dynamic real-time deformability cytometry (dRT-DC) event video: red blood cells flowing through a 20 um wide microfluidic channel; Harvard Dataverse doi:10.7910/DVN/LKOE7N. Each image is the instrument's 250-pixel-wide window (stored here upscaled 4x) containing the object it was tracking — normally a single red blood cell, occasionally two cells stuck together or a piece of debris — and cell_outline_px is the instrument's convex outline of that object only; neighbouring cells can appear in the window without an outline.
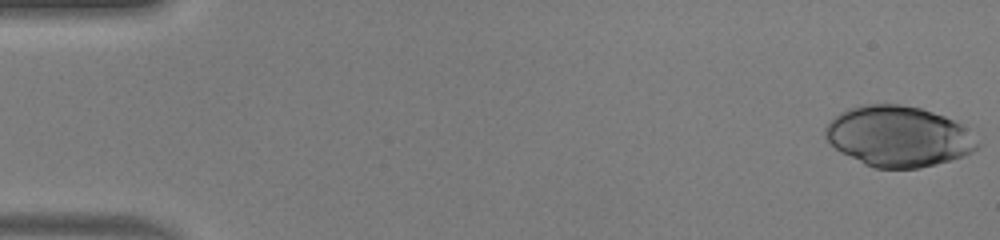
{"species": "human", "species_latin": "Homo sapiens", "temperature_condition": "warm", "stored_images_in_passage": 50, "camera_frame_rate_fps": 3000, "um_per_image_px": 0.085, "donor": {"sex": "male"}, "frame": {"image": 1, "passage_image": 1, "time_ms": 0.0, "image_size_px": [1000, 240], "cell_outline_px": [[980, 148], [964, 156], [936, 164], [920, 168], [876, 168], [864, 164], [840, 152], [824, 136], [824, 128], [840, 112], [848, 108], [868, 104], [900, 104], [920, 108], [944, 116], [960, 124], [980, 144]], "centroid_in_image_um": [76.35, 11.6], "position_along_channel_um": 8.6, "area_um2": 53.41}}
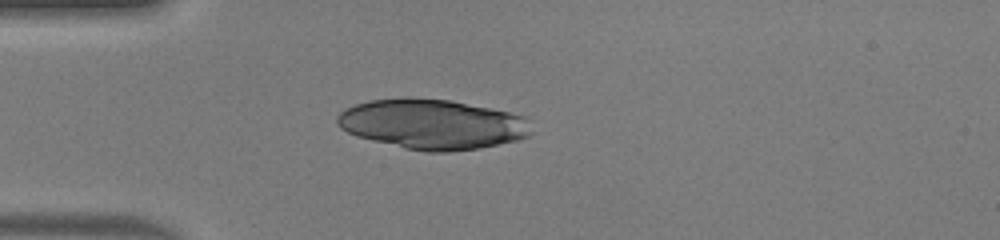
{"frame": {"image": 2, "passage_image": 14, "time_ms": 4.333, "image_size_px": [1000, 240], "cell_outline_px": [[532, 132], [528, 136], [516, 140], [480, 148], [448, 152], [428, 152], [404, 148], [356, 136], [340, 128], [336, 124], [336, 116], [344, 108], [368, 100], [404, 96], [448, 100], [508, 112], [524, 116]], "centroid_in_image_um": [36.68, 10.55], "position_along_channel_um": 48.3, "area_um2": 56.64}}